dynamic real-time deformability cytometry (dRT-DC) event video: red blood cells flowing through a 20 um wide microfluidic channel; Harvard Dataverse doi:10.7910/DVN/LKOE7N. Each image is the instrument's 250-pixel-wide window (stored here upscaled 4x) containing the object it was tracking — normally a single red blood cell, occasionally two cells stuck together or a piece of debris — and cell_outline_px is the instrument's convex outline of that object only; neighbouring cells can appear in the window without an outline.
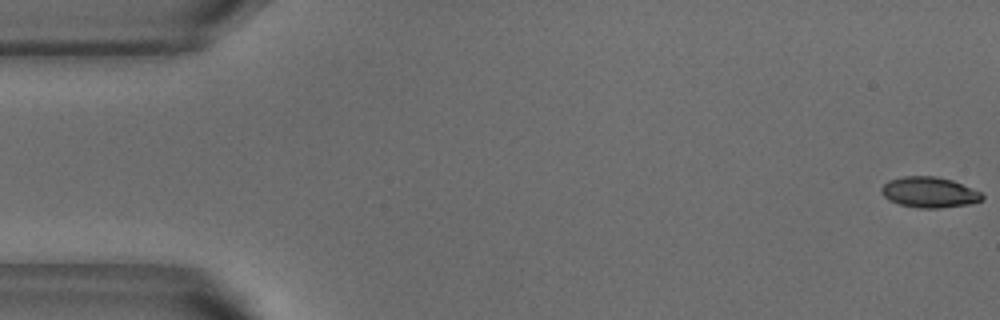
{"species": "common noctule bat (a hibernating species)", "species_latin": "Nyctalus noctula", "temperature_condition": "warm", "stored_images_in_passage": 53, "camera_frame_rate_fps": 3000, "um_per_image_px": 0.085, "animal": {"sex": "male", "body_mass_g": 18.8}, "frame": {"image": 1, "passage_image": 1, "time_ms": 0.0, "image_size_px": [1000, 320], "cell_outline_px": [[984, 200], [968, 204], [940, 208], [920, 208], [900, 204], [888, 200], [880, 192], [880, 188], [888, 180], [904, 176], [936, 176], [952, 180], [980, 192], [984, 196]], "centroid_in_image_um": [78.97, 16.34], "position_along_channel_um": 6.0, "area_um2": 17.98}}
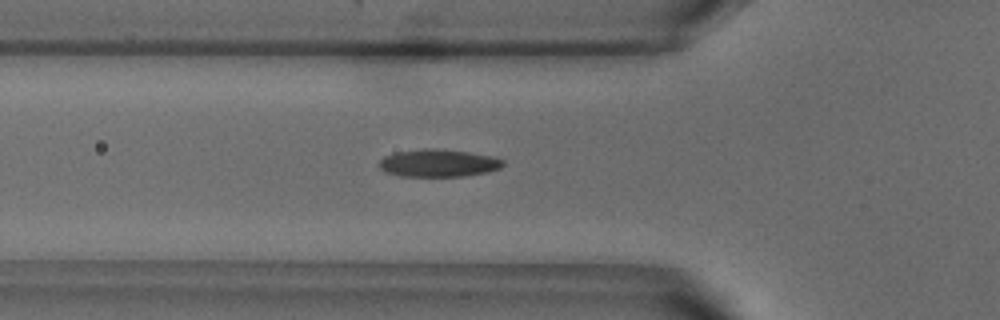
{"frame": {"image": 2, "passage_image": 18, "time_ms": 5.667, "image_size_px": [1000, 320], "cell_outline_px": [[504, 164], [500, 168], [488, 172], [464, 176], [400, 176], [384, 172], [380, 168], [380, 160], [384, 156], [396, 152], [424, 148], [436, 148], [468, 152], [492, 156], [504, 160]], "centroid_in_image_um": [37.26, 13.86], "position_along_channel_um": 88.5, "area_um2": 19.94}}
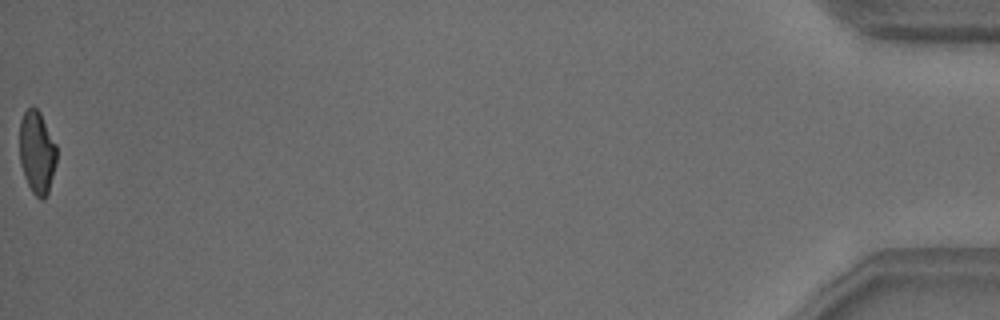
{"frame": {"image": 3, "passage_image": 53, "time_ms": 17.333, "image_size_px": [1000, 320], "cell_outline_px": [[56, 164], [48, 192], [44, 200], [40, 200], [32, 192], [24, 176], [20, 164], [20, 120], [24, 112], [28, 108], [36, 108], [40, 112], [56, 144]], "centroid_in_image_um": [3.14, 12.97], "position_along_channel_um": 432.1, "area_um2": 17.86}, "authors_computed_cell_mechanics": {"area_um2": 18.9584, "velocity_mm_per_s": 3.8309, "shape_relaxation_time_tau1_ms": 7.1393, "shape_relaxation_time_tau2_ms": 2.263, "deformation_change_tau1": 0.21, "deformation_change_tau2": 0.0812}}